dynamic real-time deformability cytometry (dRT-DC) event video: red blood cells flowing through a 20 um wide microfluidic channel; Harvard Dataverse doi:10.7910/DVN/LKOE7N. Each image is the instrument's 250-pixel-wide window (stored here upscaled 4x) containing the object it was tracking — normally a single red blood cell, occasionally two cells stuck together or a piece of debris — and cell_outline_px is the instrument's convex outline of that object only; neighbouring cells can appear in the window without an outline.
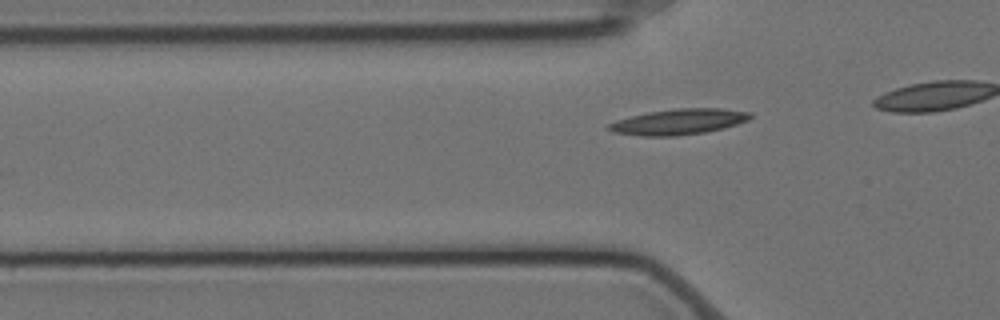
{"species": "Egyptian fruit bat (a non-hibernating species)", "species_latin": "Rousettus aegyptiacus", "temperature_condition": "cold", "stored_images_in_passage": 41, "camera_frame_rate_fps": 3000, "um_per_image_px": 0.085, "animal": {"sex": "female"}, "frame": {"image": 1, "passage_image": 14, "time_ms": 4.333, "image_size_px": [1000, 320], "cell_outline_px": [[752, 116], [748, 120], [724, 128], [704, 132], [676, 136], [644, 136], [612, 132], [608, 128], [608, 124], [616, 120], [648, 112], [676, 108], [720, 108], [752, 112]], "centroid_in_image_um": [57.7, 10.34], "position_along_channel_um": 68.1, "area_um2": 21.1}}
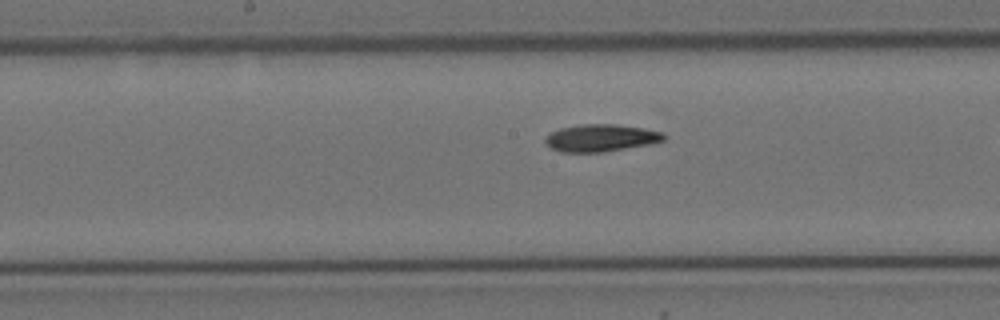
{"frame": {"image": 2, "passage_image": 25, "time_ms": 8.0, "image_size_px": [1000, 320], "cell_outline_px": [[668, 136], [664, 140], [652, 144], [600, 152], [560, 152], [544, 144], [544, 136], [560, 128], [584, 124], [616, 124], [644, 128], [664, 132]], "centroid_in_image_um": [51.09, 11.72], "position_along_channel_um": 197.1, "area_um2": 19.02}}
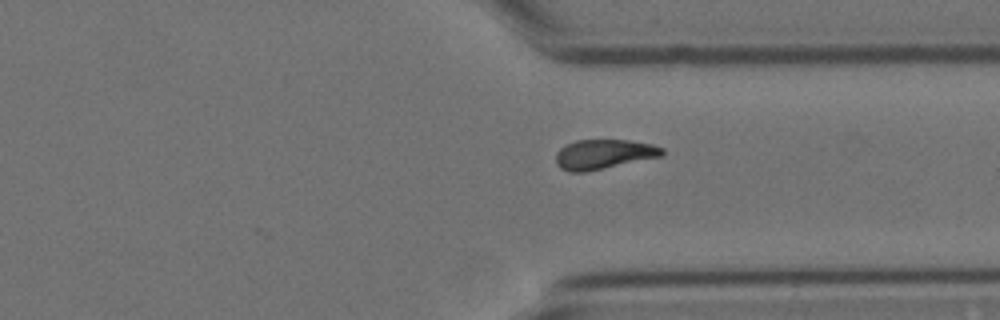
{"frame": {"image": 3, "passage_image": 39, "time_ms": 12.667, "image_size_px": [1000, 320], "cell_outline_px": [[664, 156], [584, 172], [568, 172], [560, 168], [556, 164], [556, 152], [560, 148], [576, 140], [628, 140], [652, 144], [664, 148]], "centroid_in_image_um": [51.33, 13.11], "position_along_channel_um": 360.1, "area_um2": 18.44}}